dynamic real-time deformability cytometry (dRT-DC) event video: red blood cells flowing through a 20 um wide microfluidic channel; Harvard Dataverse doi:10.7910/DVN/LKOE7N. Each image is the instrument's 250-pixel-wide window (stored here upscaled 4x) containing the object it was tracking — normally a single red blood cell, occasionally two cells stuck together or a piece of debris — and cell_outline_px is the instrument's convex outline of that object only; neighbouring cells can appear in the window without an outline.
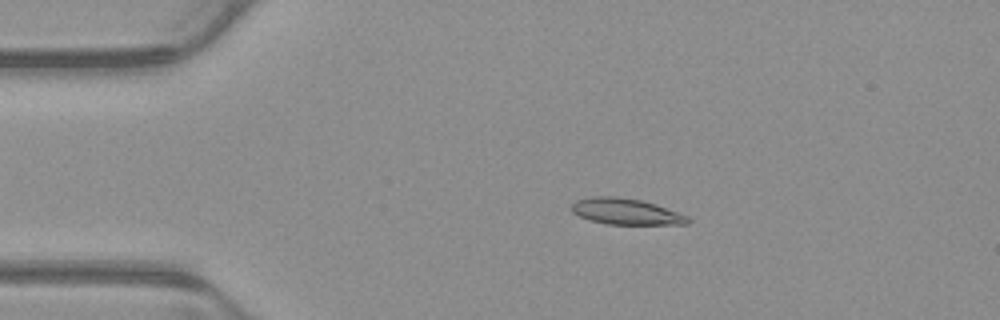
{"species": "common noctule bat (a hibernating species)", "species_latin": "Nyctalus noctula", "temperature_condition": "warm", "stored_images_in_passage": 53, "camera_frame_rate_fps": 3000, "um_per_image_px": 0.085, "animal": {"sex": "male", "body_mass_g": 23.1, "forearm_length_mm": 52.7}, "frame": {"image": 1, "passage_image": 10, "time_ms": 3.0, "image_size_px": [1000, 320], "cell_outline_px": [[692, 220], [688, 224], [608, 224], [592, 220], [580, 216], [572, 212], [572, 204], [576, 200], [592, 196], [616, 196], [640, 200], [656, 204], [688, 216]], "centroid_in_image_um": [53.23, 17.97], "position_along_channel_um": 31.8, "area_um2": 17.57}}
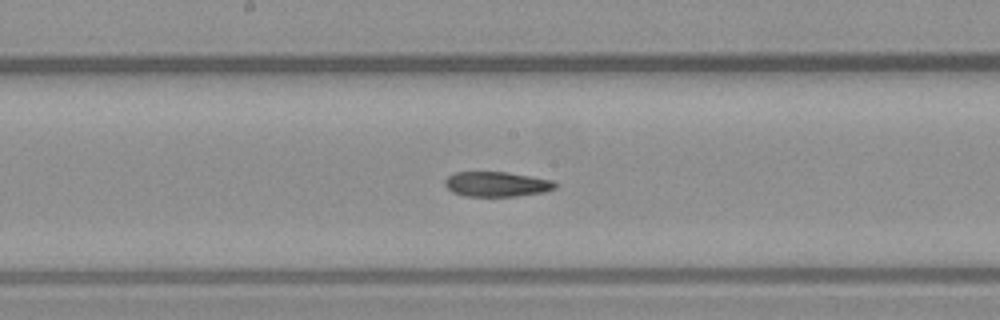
{"frame": {"image": 2, "passage_image": 27, "time_ms": 8.667, "image_size_px": [1000, 320], "cell_outline_px": [[560, 184], [556, 188], [544, 192], [516, 196], [464, 196], [452, 192], [444, 184], [444, 180], [448, 176], [456, 172], [508, 172], [552, 180]], "centroid_in_image_um": [42.24, 15.65], "position_along_channel_um": 206.0, "area_um2": 16.13}}
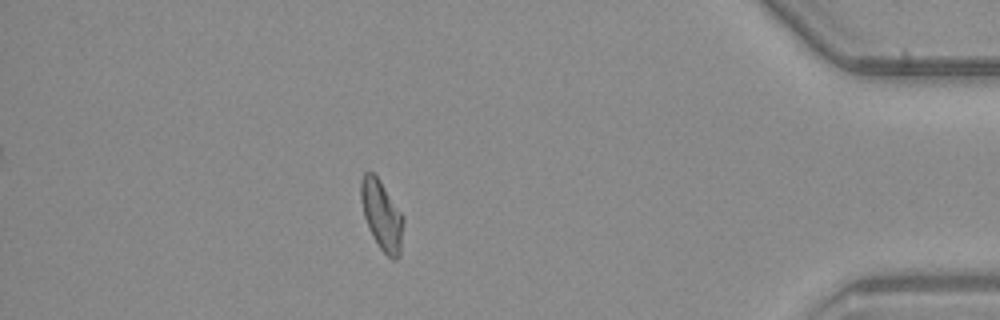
{"frame": {"image": 3, "passage_image": 46, "time_ms": 15.0, "image_size_px": [1000, 320], "cell_outline_px": [[404, 220], [400, 256], [396, 260], [392, 260], [380, 248], [372, 236], [368, 228], [364, 216], [360, 200], [360, 180], [364, 172], [372, 172], [380, 180], [404, 216]], "centroid_in_image_um": [32.45, 18.3], "position_along_channel_um": 402.8, "area_um2": 17.46}, "authors_computed_cell_mechanics": {"area_um2": 17.2822, "velocity_mm_per_s": 3.8715, "shape_relaxation_time_tau1_ms": null, "shape_relaxation_time_tau2_ms": 4.2445, "deformation_change_tau1": null, "deformation_change_tau2": 0.1037}}